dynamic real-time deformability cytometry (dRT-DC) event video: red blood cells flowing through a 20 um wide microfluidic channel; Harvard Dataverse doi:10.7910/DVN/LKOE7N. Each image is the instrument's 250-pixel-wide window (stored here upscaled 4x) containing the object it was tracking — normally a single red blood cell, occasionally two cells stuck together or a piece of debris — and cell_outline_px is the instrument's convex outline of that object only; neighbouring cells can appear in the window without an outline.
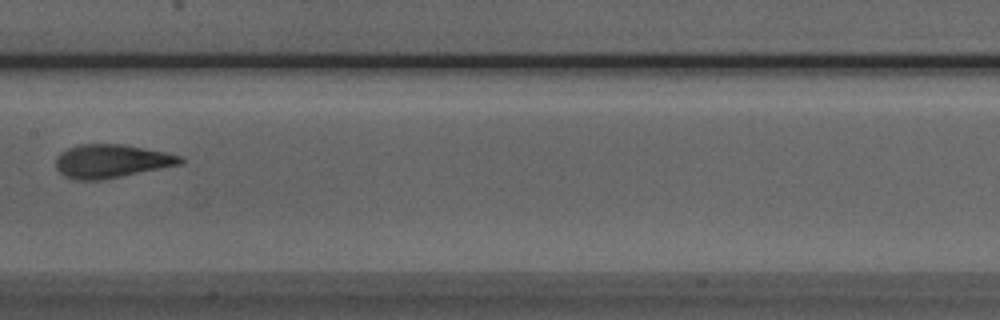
{"species": "Egyptian fruit bat (a non-hibernating species)", "species_latin": "Rousettus aegyptiacus", "temperature_condition": "room temperature", "stored_images_in_passage": 7, "camera_frame_rate_fps": 3000, "um_per_image_px": 0.085, "animal": {"sex": "male"}, "frame": {"image": 1, "passage_image": 7, "time_ms": 8.0, "image_size_px": [1000, 320], "cell_outline_px": [[184, 160], [180, 164], [100, 180], [80, 180], [64, 176], [56, 168], [56, 156], [60, 152], [68, 148], [80, 144], [124, 144], [184, 156]], "centroid_in_image_um": [9.44, 13.68], "position_along_channel_um": 198.0, "area_um2": 24.04}}